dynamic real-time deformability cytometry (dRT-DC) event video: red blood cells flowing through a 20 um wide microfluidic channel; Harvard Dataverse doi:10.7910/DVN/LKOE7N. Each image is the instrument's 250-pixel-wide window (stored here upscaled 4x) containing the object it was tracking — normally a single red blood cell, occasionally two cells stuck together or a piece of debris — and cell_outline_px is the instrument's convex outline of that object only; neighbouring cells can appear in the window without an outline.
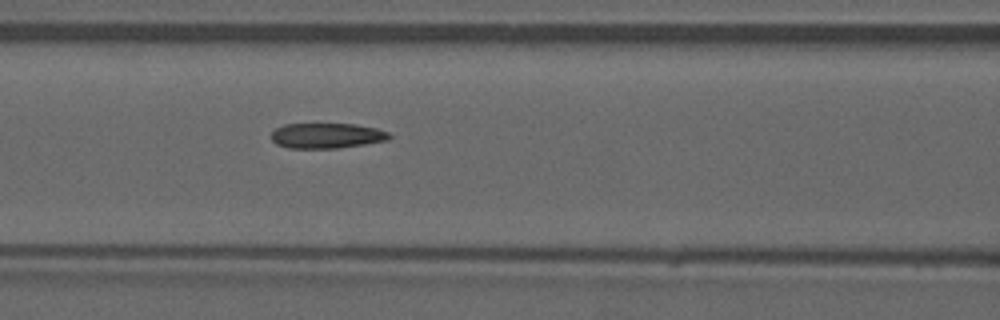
{"species": "common noctule bat (a hibernating species)", "species_latin": "Nyctalus noctula", "temperature_condition": "warm", "stored_images_in_passage": 53, "camera_frame_rate_fps": 3000, "um_per_image_px": 0.085, "animal": {"sex": "male", "forearm_length_mm": 52.5}, "frame": {"image": 1, "passage_image": 23, "time_ms": 7.333, "image_size_px": [1000, 320], "cell_outline_px": [[392, 136], [388, 140], [340, 148], [288, 148], [276, 144], [272, 140], [272, 132], [276, 128], [284, 124], [356, 124], [376, 128], [388, 132]], "centroid_in_image_um": [27.78, 11.53], "position_along_channel_um": 138.8, "area_um2": 17.4}, "authors_computed_cell_mechanics": {"area_um2": 18.1492, "velocity_mm_per_s": 3.8463, "shape_relaxation_time_tau1_ms": null, "shape_relaxation_time_tau2_ms": 1.5837, "deformation_change_tau1": null, "deformation_change_tau2": 0.0796}}